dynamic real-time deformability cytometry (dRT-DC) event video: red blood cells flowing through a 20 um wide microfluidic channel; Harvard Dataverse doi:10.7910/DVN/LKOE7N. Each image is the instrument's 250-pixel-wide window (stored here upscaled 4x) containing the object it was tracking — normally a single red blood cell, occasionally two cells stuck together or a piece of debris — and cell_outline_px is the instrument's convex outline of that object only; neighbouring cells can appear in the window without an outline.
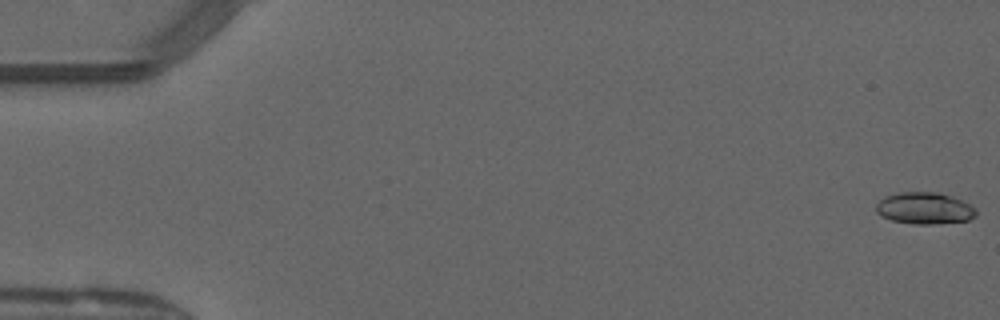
{"species": "common noctule bat (a hibernating species)", "species_latin": "Nyctalus noctula", "temperature_condition": "warm", "stored_images_in_passage": 22, "camera_frame_rate_fps": 3000, "um_per_image_px": 0.085, "animal": {"sex": "male", "forearm_length_mm": 52.5}, "frame": {"image": 1, "passage_image": 1, "time_ms": 0.0, "image_size_px": [1000, 320], "cell_outline_px": [[976, 216], [968, 220], [932, 224], [912, 224], [892, 220], [880, 216], [876, 212], [876, 204], [884, 196], [900, 192], [936, 192], [952, 196], [976, 208]], "centroid_in_image_um": [78.56, 17.7], "position_along_channel_um": 6.4, "area_um2": 18.5}}
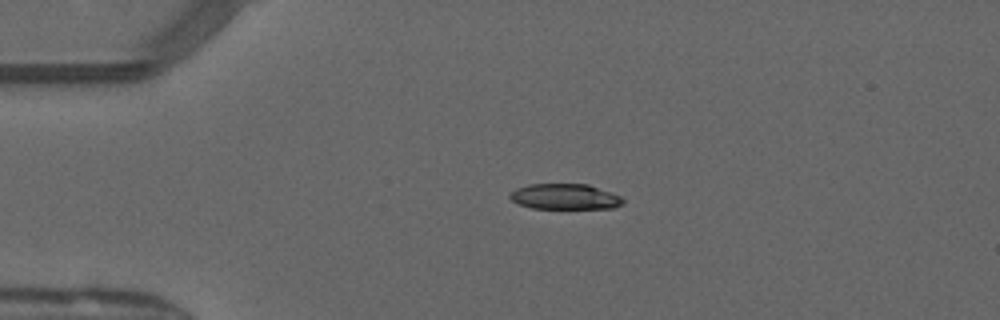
{"frame": {"image": 2, "passage_image": 12, "time_ms": 3.667, "image_size_px": [1000, 320], "cell_outline_px": [[624, 204], [616, 208], [532, 208], [520, 204], [512, 200], [508, 196], [516, 188], [528, 184], [588, 184], [620, 196], [624, 200]], "centroid_in_image_um": [48.03, 16.71], "position_along_channel_um": 37.0, "area_um2": 16.76}}
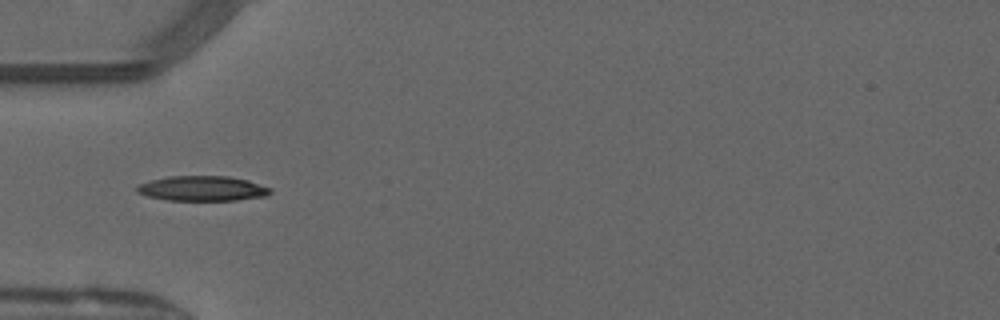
{"frame": {"image": 3, "passage_image": 17, "time_ms": 5.333, "image_size_px": [1000, 320], "cell_outline_px": [[272, 192], [264, 196], [236, 200], [168, 200], [148, 196], [136, 192], [136, 184], [168, 176], [228, 176], [248, 180], [272, 188]], "centroid_in_image_um": [17.19, 16.01], "position_along_channel_um": 67.8, "area_um2": 19.42}}